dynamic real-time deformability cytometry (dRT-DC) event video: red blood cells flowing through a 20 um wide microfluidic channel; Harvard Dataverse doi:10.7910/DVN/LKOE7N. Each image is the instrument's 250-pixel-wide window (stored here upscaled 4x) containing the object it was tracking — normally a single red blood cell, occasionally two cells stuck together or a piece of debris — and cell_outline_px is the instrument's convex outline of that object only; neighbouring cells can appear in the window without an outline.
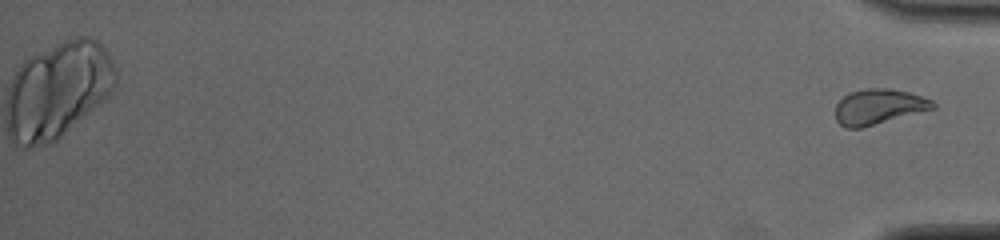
{"species": "common noctule bat (a hibernating species)", "species_latin": "Nyctalus noctula", "temperature_condition": "cold", "stored_images_in_passage": 49, "camera_frame_rate_fps": 3000, "um_per_image_px": 0.085, "animal": {"sex": "male", "body_mass_g": 19.0, "forearm_length_mm": 50.8}, "frame": {"image": 1, "passage_image": 49, "time_ms": 16.0, "image_size_px": [1000, 240], "cell_outline_px": [[936, 108], [860, 128], [844, 128], [836, 120], [836, 104], [848, 92], [868, 88], [888, 88], [908, 92], [932, 100], [936, 104]], "centroid_in_image_um": [74.67, 9.07], "position_along_channel_um": 360.5, "area_um2": 19.94}}